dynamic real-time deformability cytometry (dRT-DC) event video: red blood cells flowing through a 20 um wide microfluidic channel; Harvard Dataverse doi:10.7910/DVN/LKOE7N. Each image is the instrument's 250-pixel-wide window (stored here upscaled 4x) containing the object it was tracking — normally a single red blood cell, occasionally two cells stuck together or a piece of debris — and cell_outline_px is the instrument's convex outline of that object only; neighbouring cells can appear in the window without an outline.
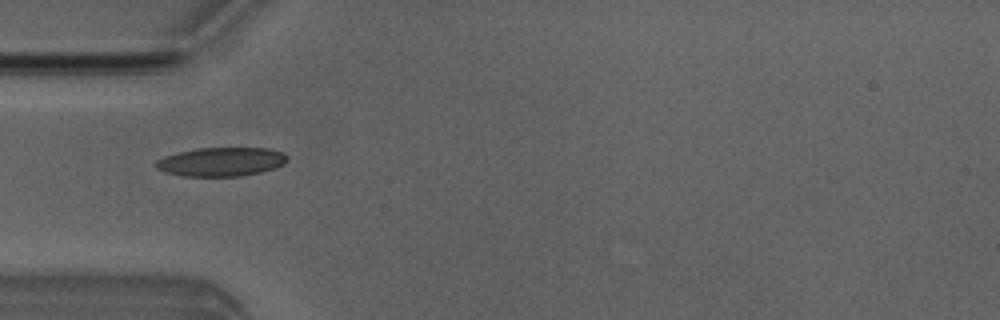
{"species": "Egyptian fruit bat (a non-hibernating species)", "species_latin": "Rousettus aegyptiacus", "temperature_condition": "room temperature", "stored_images_in_passage": 3, "camera_frame_rate_fps": 3000, "um_per_image_px": 0.085, "animal": {"sex": "male"}, "frame": {"image": 1, "passage_image": 3, "time_ms": 2.333, "image_size_px": [1000, 320], "cell_outline_px": [[288, 160], [284, 164], [260, 172], [240, 176], [184, 176], [164, 172], [156, 168], [156, 160], [164, 156], [196, 148], [268, 148], [284, 152], [288, 156]], "centroid_in_image_um": [18.81, 13.74], "position_along_channel_um": 66.2, "area_um2": 22.08}}